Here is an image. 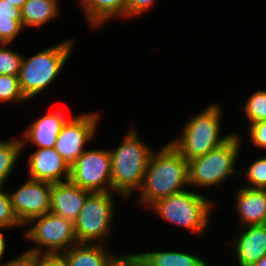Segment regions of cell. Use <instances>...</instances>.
I'll use <instances>...</instances> for the list:
<instances>
[{
	"instance_id": "cell-1",
	"label": "cell",
	"mask_w": 266,
	"mask_h": 266,
	"mask_svg": "<svg viewBox=\"0 0 266 266\" xmlns=\"http://www.w3.org/2000/svg\"><path fill=\"white\" fill-rule=\"evenodd\" d=\"M187 185L188 161L168 142L149 159L139 203L148 209L159 199L186 190Z\"/></svg>"
},
{
	"instance_id": "cell-2",
	"label": "cell",
	"mask_w": 266,
	"mask_h": 266,
	"mask_svg": "<svg viewBox=\"0 0 266 266\" xmlns=\"http://www.w3.org/2000/svg\"><path fill=\"white\" fill-rule=\"evenodd\" d=\"M109 151L112 190L128 200L141 187L154 150L139 138L137 131L130 129L123 137L121 144Z\"/></svg>"
},
{
	"instance_id": "cell-3",
	"label": "cell",
	"mask_w": 266,
	"mask_h": 266,
	"mask_svg": "<svg viewBox=\"0 0 266 266\" xmlns=\"http://www.w3.org/2000/svg\"><path fill=\"white\" fill-rule=\"evenodd\" d=\"M74 42V38L66 39L29 58L23 57L18 78L27 100L46 90L55 81L69 59Z\"/></svg>"
},
{
	"instance_id": "cell-4",
	"label": "cell",
	"mask_w": 266,
	"mask_h": 266,
	"mask_svg": "<svg viewBox=\"0 0 266 266\" xmlns=\"http://www.w3.org/2000/svg\"><path fill=\"white\" fill-rule=\"evenodd\" d=\"M221 109L216 104L207 106L183 126L180 137L170 144L187 160L200 157L225 143L233 133L221 136Z\"/></svg>"
},
{
	"instance_id": "cell-5",
	"label": "cell",
	"mask_w": 266,
	"mask_h": 266,
	"mask_svg": "<svg viewBox=\"0 0 266 266\" xmlns=\"http://www.w3.org/2000/svg\"><path fill=\"white\" fill-rule=\"evenodd\" d=\"M214 207L206 196L194 191H181L159 199L149 207L157 216L172 224L184 227L194 234H203Z\"/></svg>"
},
{
	"instance_id": "cell-6",
	"label": "cell",
	"mask_w": 266,
	"mask_h": 266,
	"mask_svg": "<svg viewBox=\"0 0 266 266\" xmlns=\"http://www.w3.org/2000/svg\"><path fill=\"white\" fill-rule=\"evenodd\" d=\"M241 136L233 133L231 137L219 147L203 156L188 161V183L194 187H216L233 174H242L235 170L241 150Z\"/></svg>"
},
{
	"instance_id": "cell-7",
	"label": "cell",
	"mask_w": 266,
	"mask_h": 266,
	"mask_svg": "<svg viewBox=\"0 0 266 266\" xmlns=\"http://www.w3.org/2000/svg\"><path fill=\"white\" fill-rule=\"evenodd\" d=\"M113 192H91L74 221L78 243L103 244L111 232L114 217ZM104 240V241H103Z\"/></svg>"
},
{
	"instance_id": "cell-8",
	"label": "cell",
	"mask_w": 266,
	"mask_h": 266,
	"mask_svg": "<svg viewBox=\"0 0 266 266\" xmlns=\"http://www.w3.org/2000/svg\"><path fill=\"white\" fill-rule=\"evenodd\" d=\"M28 224L32 227H29L24 235L38 245L28 251L38 254H61L78 243L74 222L54 213L48 212L32 219Z\"/></svg>"
},
{
	"instance_id": "cell-9",
	"label": "cell",
	"mask_w": 266,
	"mask_h": 266,
	"mask_svg": "<svg viewBox=\"0 0 266 266\" xmlns=\"http://www.w3.org/2000/svg\"><path fill=\"white\" fill-rule=\"evenodd\" d=\"M108 149H87L70 166L69 181L89 192H113Z\"/></svg>"
},
{
	"instance_id": "cell-10",
	"label": "cell",
	"mask_w": 266,
	"mask_h": 266,
	"mask_svg": "<svg viewBox=\"0 0 266 266\" xmlns=\"http://www.w3.org/2000/svg\"><path fill=\"white\" fill-rule=\"evenodd\" d=\"M98 112H90L68 118L63 124L55 144V150L71 166L92 141L99 124Z\"/></svg>"
},
{
	"instance_id": "cell-11",
	"label": "cell",
	"mask_w": 266,
	"mask_h": 266,
	"mask_svg": "<svg viewBox=\"0 0 266 266\" xmlns=\"http://www.w3.org/2000/svg\"><path fill=\"white\" fill-rule=\"evenodd\" d=\"M52 183L28 179L13 193L8 192L13 211L21 223H28L50 212Z\"/></svg>"
},
{
	"instance_id": "cell-12",
	"label": "cell",
	"mask_w": 266,
	"mask_h": 266,
	"mask_svg": "<svg viewBox=\"0 0 266 266\" xmlns=\"http://www.w3.org/2000/svg\"><path fill=\"white\" fill-rule=\"evenodd\" d=\"M28 166L29 179L32 180L54 184L70 178V165L54 147L36 149L29 157Z\"/></svg>"
},
{
	"instance_id": "cell-13",
	"label": "cell",
	"mask_w": 266,
	"mask_h": 266,
	"mask_svg": "<svg viewBox=\"0 0 266 266\" xmlns=\"http://www.w3.org/2000/svg\"><path fill=\"white\" fill-rule=\"evenodd\" d=\"M90 193L70 181L54 183L51 188L50 212L74 222Z\"/></svg>"
},
{
	"instance_id": "cell-14",
	"label": "cell",
	"mask_w": 266,
	"mask_h": 266,
	"mask_svg": "<svg viewBox=\"0 0 266 266\" xmlns=\"http://www.w3.org/2000/svg\"><path fill=\"white\" fill-rule=\"evenodd\" d=\"M68 118L60 110L44 114L36 119L28 128L22 131L23 137L20 138L23 149L26 147L25 143L35 144L37 148H51L55 147L58 134L65 121Z\"/></svg>"
},
{
	"instance_id": "cell-15",
	"label": "cell",
	"mask_w": 266,
	"mask_h": 266,
	"mask_svg": "<svg viewBox=\"0 0 266 266\" xmlns=\"http://www.w3.org/2000/svg\"><path fill=\"white\" fill-rule=\"evenodd\" d=\"M242 228V229H241ZM233 243L239 266H252L266 256V224L240 227Z\"/></svg>"
},
{
	"instance_id": "cell-16",
	"label": "cell",
	"mask_w": 266,
	"mask_h": 266,
	"mask_svg": "<svg viewBox=\"0 0 266 266\" xmlns=\"http://www.w3.org/2000/svg\"><path fill=\"white\" fill-rule=\"evenodd\" d=\"M235 208L240 227L266 224V189L239 187Z\"/></svg>"
},
{
	"instance_id": "cell-17",
	"label": "cell",
	"mask_w": 266,
	"mask_h": 266,
	"mask_svg": "<svg viewBox=\"0 0 266 266\" xmlns=\"http://www.w3.org/2000/svg\"><path fill=\"white\" fill-rule=\"evenodd\" d=\"M105 244L77 243L61 253L68 266H116L124 257L106 252Z\"/></svg>"
},
{
	"instance_id": "cell-18",
	"label": "cell",
	"mask_w": 266,
	"mask_h": 266,
	"mask_svg": "<svg viewBox=\"0 0 266 266\" xmlns=\"http://www.w3.org/2000/svg\"><path fill=\"white\" fill-rule=\"evenodd\" d=\"M86 19L93 28L116 17L126 18L127 0H79Z\"/></svg>"
},
{
	"instance_id": "cell-19",
	"label": "cell",
	"mask_w": 266,
	"mask_h": 266,
	"mask_svg": "<svg viewBox=\"0 0 266 266\" xmlns=\"http://www.w3.org/2000/svg\"><path fill=\"white\" fill-rule=\"evenodd\" d=\"M141 266H202L205 261L181 251H151L131 254Z\"/></svg>"
},
{
	"instance_id": "cell-20",
	"label": "cell",
	"mask_w": 266,
	"mask_h": 266,
	"mask_svg": "<svg viewBox=\"0 0 266 266\" xmlns=\"http://www.w3.org/2000/svg\"><path fill=\"white\" fill-rule=\"evenodd\" d=\"M58 0H27L21 8L22 27H35L56 18L59 13Z\"/></svg>"
},
{
	"instance_id": "cell-21",
	"label": "cell",
	"mask_w": 266,
	"mask_h": 266,
	"mask_svg": "<svg viewBox=\"0 0 266 266\" xmlns=\"http://www.w3.org/2000/svg\"><path fill=\"white\" fill-rule=\"evenodd\" d=\"M21 9L0 0V43L10 44L22 30Z\"/></svg>"
},
{
	"instance_id": "cell-22",
	"label": "cell",
	"mask_w": 266,
	"mask_h": 266,
	"mask_svg": "<svg viewBox=\"0 0 266 266\" xmlns=\"http://www.w3.org/2000/svg\"><path fill=\"white\" fill-rule=\"evenodd\" d=\"M23 152L21 139H14L4 150L0 151V187H4L13 167Z\"/></svg>"
},
{
	"instance_id": "cell-23",
	"label": "cell",
	"mask_w": 266,
	"mask_h": 266,
	"mask_svg": "<svg viewBox=\"0 0 266 266\" xmlns=\"http://www.w3.org/2000/svg\"><path fill=\"white\" fill-rule=\"evenodd\" d=\"M243 108L250 124L266 120V90L252 93L245 101Z\"/></svg>"
},
{
	"instance_id": "cell-24",
	"label": "cell",
	"mask_w": 266,
	"mask_h": 266,
	"mask_svg": "<svg viewBox=\"0 0 266 266\" xmlns=\"http://www.w3.org/2000/svg\"><path fill=\"white\" fill-rule=\"evenodd\" d=\"M26 100L21 91L18 76L0 74V102L19 103Z\"/></svg>"
},
{
	"instance_id": "cell-25",
	"label": "cell",
	"mask_w": 266,
	"mask_h": 266,
	"mask_svg": "<svg viewBox=\"0 0 266 266\" xmlns=\"http://www.w3.org/2000/svg\"><path fill=\"white\" fill-rule=\"evenodd\" d=\"M8 46L0 43V74L19 76L23 56Z\"/></svg>"
},
{
	"instance_id": "cell-26",
	"label": "cell",
	"mask_w": 266,
	"mask_h": 266,
	"mask_svg": "<svg viewBox=\"0 0 266 266\" xmlns=\"http://www.w3.org/2000/svg\"><path fill=\"white\" fill-rule=\"evenodd\" d=\"M248 181V188L266 189V156L255 159L246 169L244 173Z\"/></svg>"
},
{
	"instance_id": "cell-27",
	"label": "cell",
	"mask_w": 266,
	"mask_h": 266,
	"mask_svg": "<svg viewBox=\"0 0 266 266\" xmlns=\"http://www.w3.org/2000/svg\"><path fill=\"white\" fill-rule=\"evenodd\" d=\"M20 227L21 223L18 221L10 200L8 192L0 187V229H9L11 227Z\"/></svg>"
},
{
	"instance_id": "cell-28",
	"label": "cell",
	"mask_w": 266,
	"mask_h": 266,
	"mask_svg": "<svg viewBox=\"0 0 266 266\" xmlns=\"http://www.w3.org/2000/svg\"><path fill=\"white\" fill-rule=\"evenodd\" d=\"M250 142L258 148L266 149V120L254 122L248 126Z\"/></svg>"
},
{
	"instance_id": "cell-29",
	"label": "cell",
	"mask_w": 266,
	"mask_h": 266,
	"mask_svg": "<svg viewBox=\"0 0 266 266\" xmlns=\"http://www.w3.org/2000/svg\"><path fill=\"white\" fill-rule=\"evenodd\" d=\"M156 0H127L126 17L140 16L151 8Z\"/></svg>"
},
{
	"instance_id": "cell-30",
	"label": "cell",
	"mask_w": 266,
	"mask_h": 266,
	"mask_svg": "<svg viewBox=\"0 0 266 266\" xmlns=\"http://www.w3.org/2000/svg\"><path fill=\"white\" fill-rule=\"evenodd\" d=\"M0 266H38V253L27 250L17 258L0 264Z\"/></svg>"
},
{
	"instance_id": "cell-31",
	"label": "cell",
	"mask_w": 266,
	"mask_h": 266,
	"mask_svg": "<svg viewBox=\"0 0 266 266\" xmlns=\"http://www.w3.org/2000/svg\"><path fill=\"white\" fill-rule=\"evenodd\" d=\"M38 266H68L61 254H38Z\"/></svg>"
},
{
	"instance_id": "cell-32",
	"label": "cell",
	"mask_w": 266,
	"mask_h": 266,
	"mask_svg": "<svg viewBox=\"0 0 266 266\" xmlns=\"http://www.w3.org/2000/svg\"><path fill=\"white\" fill-rule=\"evenodd\" d=\"M116 266H141L139 262L131 255H124V257L116 264Z\"/></svg>"
},
{
	"instance_id": "cell-33",
	"label": "cell",
	"mask_w": 266,
	"mask_h": 266,
	"mask_svg": "<svg viewBox=\"0 0 266 266\" xmlns=\"http://www.w3.org/2000/svg\"><path fill=\"white\" fill-rule=\"evenodd\" d=\"M5 229H0V262H2V259L4 258V253L6 252V241H5V235L2 231Z\"/></svg>"
},
{
	"instance_id": "cell-34",
	"label": "cell",
	"mask_w": 266,
	"mask_h": 266,
	"mask_svg": "<svg viewBox=\"0 0 266 266\" xmlns=\"http://www.w3.org/2000/svg\"><path fill=\"white\" fill-rule=\"evenodd\" d=\"M9 3H11L12 5H15L16 8H19L21 9L24 5V3L27 1V0H7Z\"/></svg>"
},
{
	"instance_id": "cell-35",
	"label": "cell",
	"mask_w": 266,
	"mask_h": 266,
	"mask_svg": "<svg viewBox=\"0 0 266 266\" xmlns=\"http://www.w3.org/2000/svg\"><path fill=\"white\" fill-rule=\"evenodd\" d=\"M14 139L0 140V151L4 150Z\"/></svg>"
},
{
	"instance_id": "cell-36",
	"label": "cell",
	"mask_w": 266,
	"mask_h": 266,
	"mask_svg": "<svg viewBox=\"0 0 266 266\" xmlns=\"http://www.w3.org/2000/svg\"><path fill=\"white\" fill-rule=\"evenodd\" d=\"M252 266H266V256L262 257L259 261L254 263Z\"/></svg>"
},
{
	"instance_id": "cell-37",
	"label": "cell",
	"mask_w": 266,
	"mask_h": 266,
	"mask_svg": "<svg viewBox=\"0 0 266 266\" xmlns=\"http://www.w3.org/2000/svg\"><path fill=\"white\" fill-rule=\"evenodd\" d=\"M202 266H210L207 261Z\"/></svg>"
}]
</instances>
